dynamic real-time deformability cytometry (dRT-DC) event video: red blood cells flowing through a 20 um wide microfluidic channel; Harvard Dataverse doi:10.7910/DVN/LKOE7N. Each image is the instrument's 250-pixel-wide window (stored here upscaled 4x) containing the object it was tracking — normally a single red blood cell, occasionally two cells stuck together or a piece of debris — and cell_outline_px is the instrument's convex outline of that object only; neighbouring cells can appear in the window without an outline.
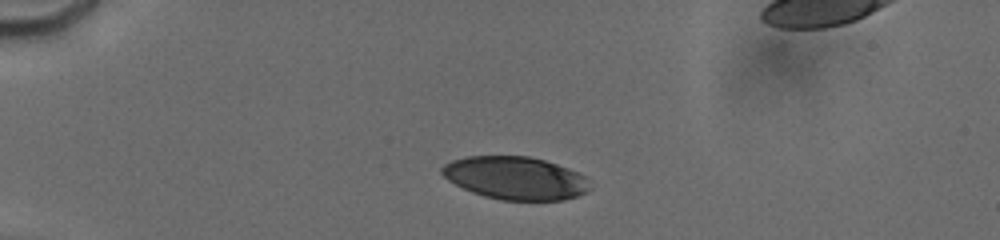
{"species": "human", "species_latin": "Homo sapiens", "temperature_condition": "cold", "stored_images_in_passage": 33, "camera_frame_rate_fps": 3000, "um_per_image_px": 0.085, "donor": {"sex": "male"}, "frame": {"image": 1, "passage_image": 6, "time_ms": 2.333, "image_size_px": [1000, 240], "cell_outline_px": [[592, 188], [576, 196], [564, 200], [500, 200], [484, 196], [472, 192], [448, 180], [440, 172], [440, 168], [444, 164], [452, 160], [464, 156], [528, 156], [544, 160], [568, 168], [584, 176]], "centroid_in_image_um": [43.78, 15.13], "position_along_channel_um": 41.2, "area_um2": 36.88}}
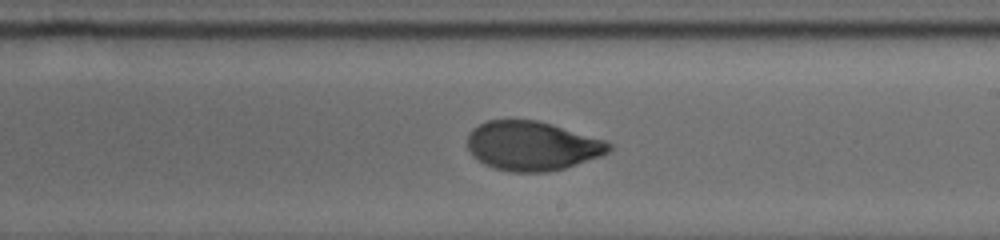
{"frame": {"image": 2, "passage_image": 22, "time_ms": 9.0, "image_size_px": [1000, 240], "cell_outline_px": [[612, 148], [608, 152], [600, 156], [564, 168], [548, 172], [512, 172], [492, 168], [484, 164], [472, 156], [468, 148], [468, 136], [472, 128], [488, 120], [540, 120], [604, 140], [612, 144]], "centroid_in_image_um": [45.21, 12.4], "position_along_channel_um": 243.8, "area_um2": 40.63}}
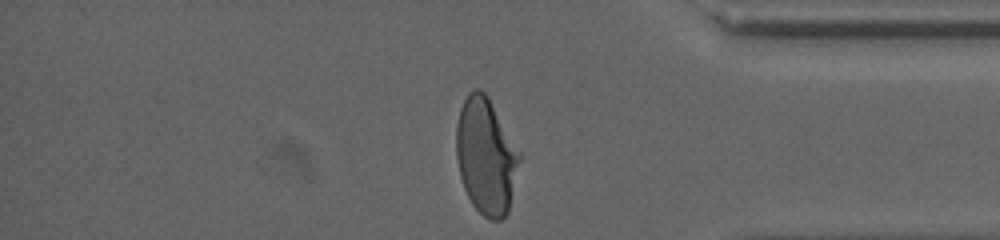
{"frame": {"image": 3, "passage_image": 33, "time_ms": 13.333, "image_size_px": [1000, 240], "cell_outline_px": [[520, 160], [508, 212], [500, 220], [488, 220], [472, 204], [464, 188], [460, 176], [456, 156], [456, 124], [460, 108], [468, 92], [472, 88], [480, 88], [488, 96], [520, 152]], "centroid_in_image_um": [41.29, 13.25], "position_along_channel_um": 393.9, "area_um2": 42.77}, "authors_computed_cell_mechanics": {"area_um2": 40.6334, "velocity_mm_per_s": 3.8007, "shape_relaxation_time_tau1_ms": 4.7309, "shape_relaxation_time_tau2_ms": 0.9421, "deformation_change_tau1": 0.184, "deformation_change_tau2": 0.0499}}